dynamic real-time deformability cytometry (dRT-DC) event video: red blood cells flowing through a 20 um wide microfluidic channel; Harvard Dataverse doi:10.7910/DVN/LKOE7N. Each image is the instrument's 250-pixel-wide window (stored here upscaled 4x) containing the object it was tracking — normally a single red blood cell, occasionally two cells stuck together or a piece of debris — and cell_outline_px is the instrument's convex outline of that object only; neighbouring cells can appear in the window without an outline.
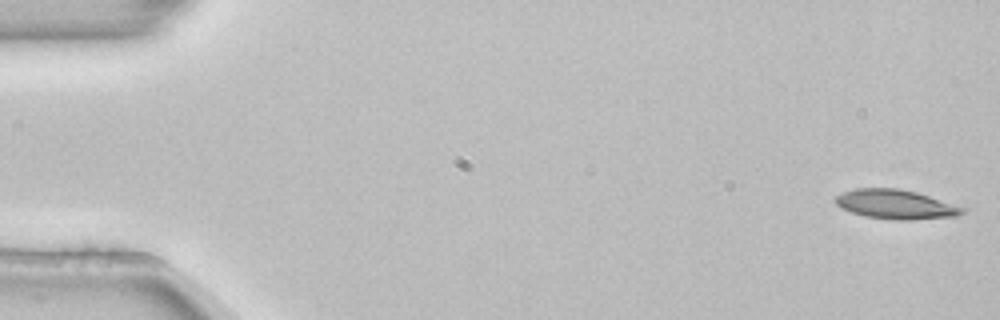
{"species": "common noctule bat (a hibernating species)", "species_latin": "Nyctalus noctula", "temperature_condition": "room temperature", "stored_images_in_passage": 53, "camera_frame_rate_fps": 3000, "um_per_image_px": 0.085, "animal": {"sex": "female", "body_mass_g": 22.7, "forearm_length_mm": 54.2}, "frame": {"image": 1, "passage_image": 1, "time_ms": 0.0, "image_size_px": [1000, 320], "cell_outline_px": [[968, 208], [964, 212], [956, 216], [908, 220], [896, 220], [864, 216], [840, 208], [836, 204], [836, 196], [844, 192], [856, 188], [900, 188], [916, 192]], "centroid_in_image_um": [76.15, 17.37], "position_along_channel_um": 8.8, "area_um2": 21.68}}
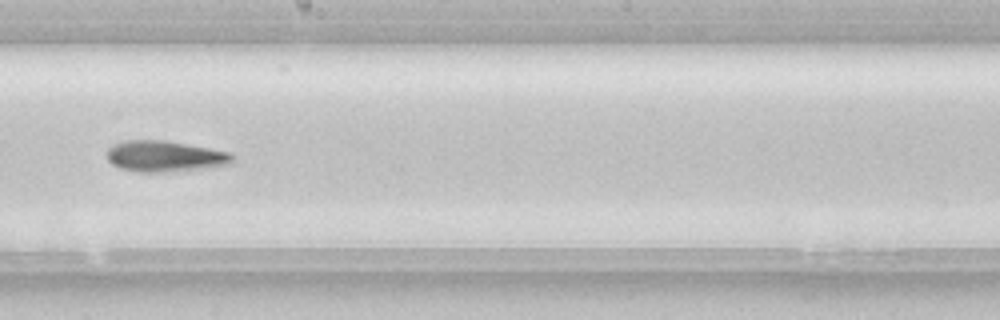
{"frame": {"image": 2, "passage_image": 30, "time_ms": 9.667, "image_size_px": [1000, 320], "cell_outline_px": [[236, 156], [232, 164], [196, 168], [156, 172], [140, 172], [120, 168], [112, 164], [108, 160], [108, 148], [112, 144], [124, 140], [164, 140], [232, 152]], "centroid_in_image_um": [14.01, 13.26], "position_along_channel_um": 234.2, "area_um2": 22.48}}
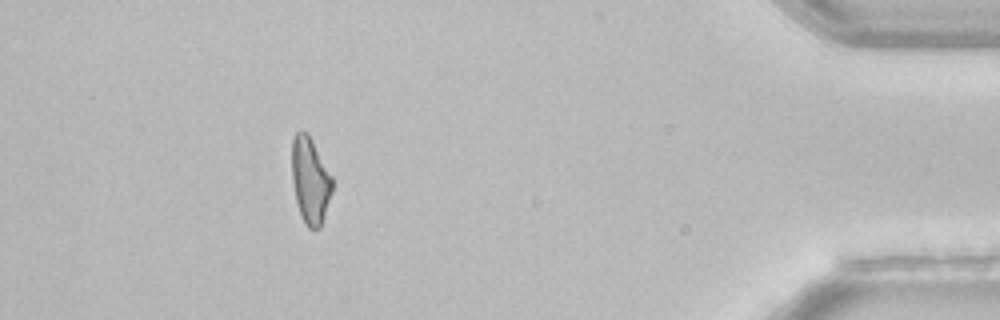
{"frame": {"image": 3, "passage_image": 48, "time_ms": 15.667, "image_size_px": [1000, 320], "cell_outline_px": [[332, 192], [320, 228], [308, 228], [304, 224], [300, 216], [296, 200], [292, 180], [292, 136], [300, 128], [308, 132], [332, 176]], "centroid_in_image_um": [26.35, 15.3], "position_along_channel_um": 408.8, "area_um2": 20.52}, "authors_computed_cell_mechanics": {"area_um2": 21.6172, "velocity_mm_per_s": 3.854, "shape_relaxation_time_tau1_ms": null, "shape_relaxation_time_tau2_ms": 8.8932, "deformation_change_tau1": null, "deformation_change_tau2": 0.2184}}